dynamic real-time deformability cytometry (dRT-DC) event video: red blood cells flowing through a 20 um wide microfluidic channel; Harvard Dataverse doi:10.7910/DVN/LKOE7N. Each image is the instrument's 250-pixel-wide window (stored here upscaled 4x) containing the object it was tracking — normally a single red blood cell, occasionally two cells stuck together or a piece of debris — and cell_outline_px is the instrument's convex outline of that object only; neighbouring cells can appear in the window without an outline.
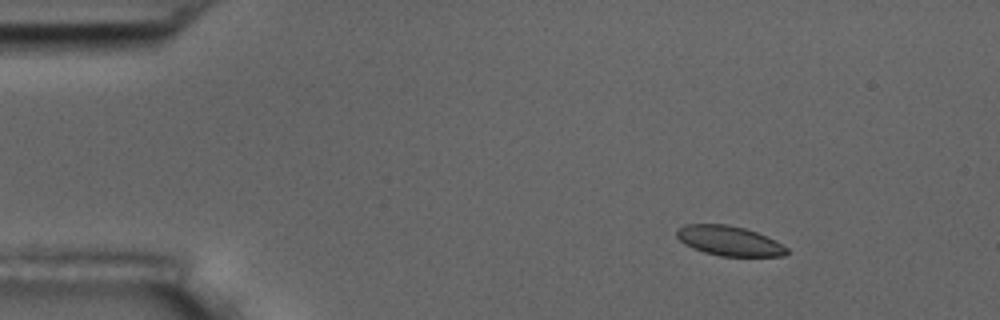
{"species": "common noctule bat (a hibernating species)", "species_latin": "Nyctalus noctula", "temperature_condition": "room temperature", "stored_images_in_passage": 5, "camera_frame_rate_fps": 3000, "um_per_image_px": 0.085, "animal": {"sex": "male", "body_mass_g": 17.5, "forearm_length_mm": 52.3}, "frame": {"image": 1, "passage_image": 1, "time_ms": 0.0, "image_size_px": [1000, 320], "cell_outline_px": [[788, 252], [784, 256], [720, 256], [704, 252], [692, 248], [684, 244], [676, 236], [676, 228], [684, 224], [728, 224], [744, 228], [756, 232], [776, 240], [788, 248]], "centroid_in_image_um": [61.96, 20.46], "position_along_channel_um": 23.0, "area_um2": 19.25}}
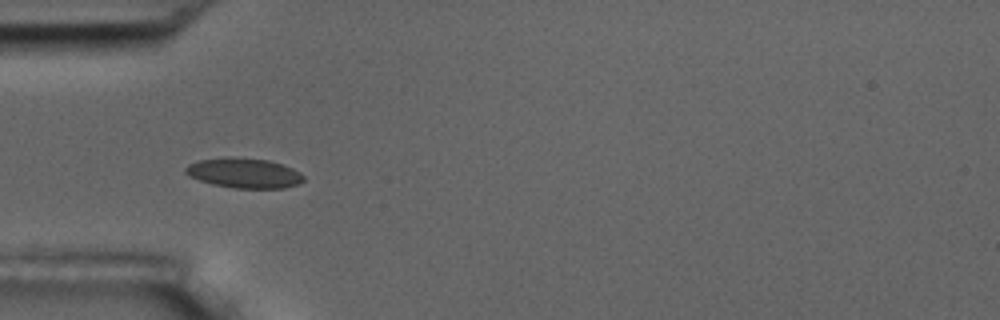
{"frame": {"image": 2, "passage_image": 4, "time_ms": 3.333, "image_size_px": [1000, 320], "cell_outline_px": [[304, 180], [300, 184], [284, 188], [232, 188], [212, 184], [188, 176], [184, 172], [184, 168], [188, 164], [200, 160], [268, 160], [292, 168], [300, 172], [304, 176]], "centroid_in_image_um": [20.79, 14.77], "position_along_channel_um": 64.2, "area_um2": 19.77}}